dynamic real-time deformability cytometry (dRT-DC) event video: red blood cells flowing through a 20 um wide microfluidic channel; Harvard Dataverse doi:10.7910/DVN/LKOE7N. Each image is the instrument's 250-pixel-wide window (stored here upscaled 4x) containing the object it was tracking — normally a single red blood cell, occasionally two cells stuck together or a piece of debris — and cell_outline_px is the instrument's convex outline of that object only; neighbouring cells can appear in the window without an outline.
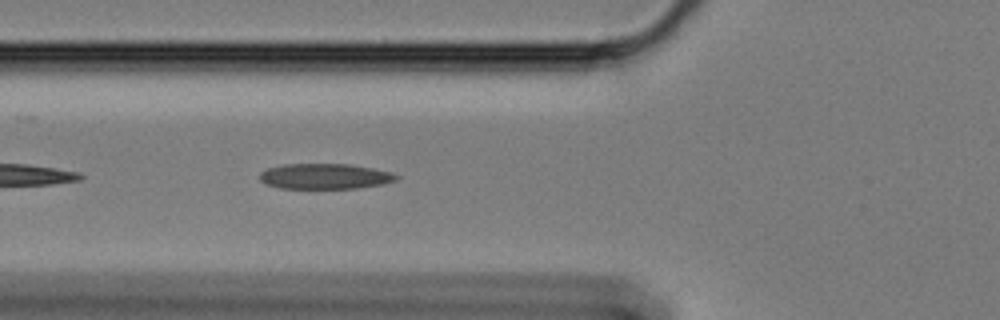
{"species": "Egyptian fruit bat (a non-hibernating species)", "species_latin": "Rousettus aegyptiacus", "temperature_condition": "cold", "stored_images_in_passage": 23, "camera_frame_rate_fps": 3000, "um_per_image_px": 0.085, "animal": {"sex": "female"}, "frame": {"image": 1, "passage_image": 5, "time_ms": 1.333, "image_size_px": [1000, 320], "cell_outline_px": [[400, 176], [396, 180], [384, 184], [356, 188], [280, 188], [268, 184], [260, 180], [260, 172], [268, 168], [284, 164], [348, 164], [372, 168], [392, 172]], "centroid_in_image_um": [27.64, 14.98], "position_along_channel_um": 98.2, "area_um2": 20.17}}
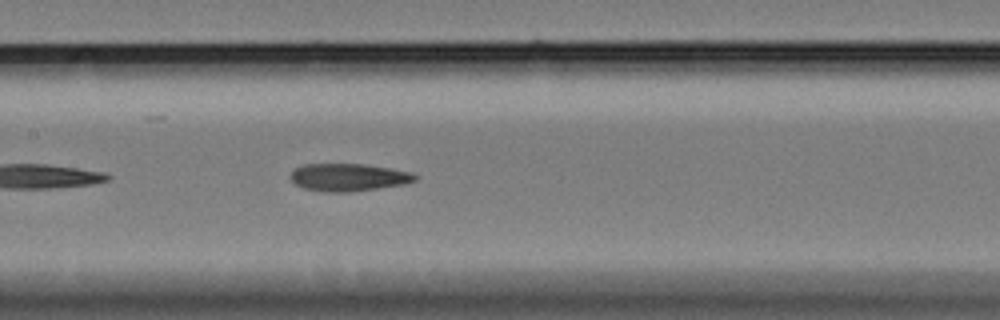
{"frame": {"image": 2, "passage_image": 12, "time_ms": 3.667, "image_size_px": [1000, 320], "cell_outline_px": [[416, 180], [404, 184], [352, 192], [324, 192], [304, 188], [296, 184], [292, 180], [292, 172], [296, 168], [304, 164], [360, 164], [388, 168], [408, 172], [416, 176]], "centroid_in_image_um": [29.59, 15.08], "position_along_channel_um": 177.8, "area_um2": 19.65}}
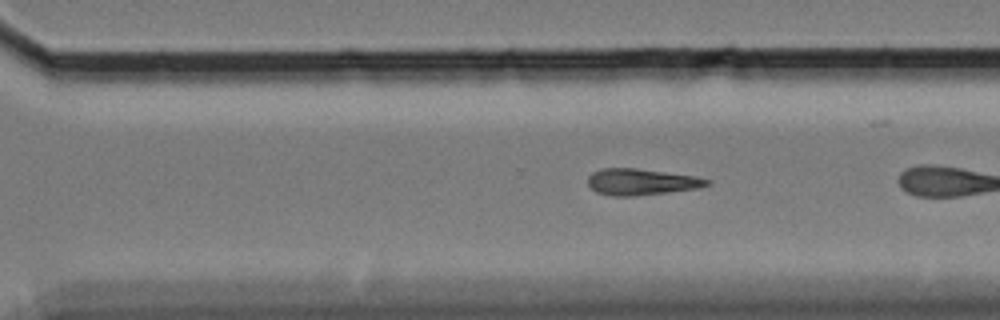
{"frame": {"image": 3, "passage_image": 22, "time_ms": 7.0, "image_size_px": [1000, 320], "cell_outline_px": [[712, 184], [700, 188], [636, 196], [612, 196], [596, 192], [588, 184], [588, 176], [592, 172], [604, 168], [636, 168], [696, 176], [712, 180]], "centroid_in_image_um": [54.55, 15.46], "position_along_channel_um": 316.1, "area_um2": 18.44}}